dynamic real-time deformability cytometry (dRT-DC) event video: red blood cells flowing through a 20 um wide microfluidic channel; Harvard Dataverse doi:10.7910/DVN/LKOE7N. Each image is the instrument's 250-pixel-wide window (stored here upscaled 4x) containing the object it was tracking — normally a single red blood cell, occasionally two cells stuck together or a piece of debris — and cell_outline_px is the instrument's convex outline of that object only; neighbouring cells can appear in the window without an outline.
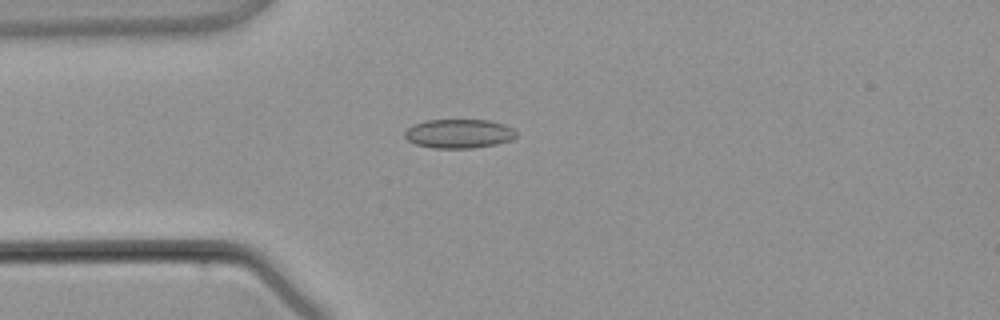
{"species": "common noctule bat (a hibernating species)", "species_latin": "Nyctalus noctula", "temperature_condition": "warm", "stored_images_in_passage": 3, "camera_frame_rate_fps": 3000, "um_per_image_px": 0.085, "animal": {"sex": "male", "body_mass_g": 21.5, "forearm_length_mm": 52.0}, "frame": {"image": 1, "passage_image": 3, "time_ms": 2.333, "image_size_px": [1000, 320], "cell_outline_px": [[516, 136], [508, 140], [496, 144], [472, 148], [432, 148], [416, 144], [408, 140], [404, 136], [404, 132], [412, 124], [428, 120], [488, 120], [504, 124], [512, 128], [516, 132]], "centroid_in_image_um": [38.97, 11.35], "position_along_channel_um": 46.0, "area_um2": 18.79}}